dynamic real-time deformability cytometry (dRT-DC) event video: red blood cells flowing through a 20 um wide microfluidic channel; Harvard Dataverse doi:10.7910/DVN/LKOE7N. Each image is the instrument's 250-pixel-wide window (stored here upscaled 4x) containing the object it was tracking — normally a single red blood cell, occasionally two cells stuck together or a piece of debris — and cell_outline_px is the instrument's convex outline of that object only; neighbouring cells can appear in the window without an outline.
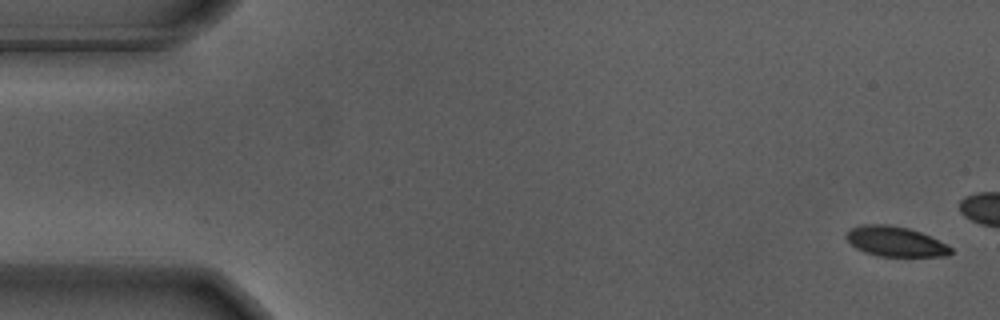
{"species": "Egyptian fruit bat (a non-hibernating species)", "species_latin": "Rousettus aegyptiacus", "temperature_condition": "warm", "stored_images_in_passage": 14, "camera_frame_rate_fps": 3000, "um_per_image_px": 0.085, "animal": {"sex": "male"}, "frame": {"image": 1, "passage_image": 1, "time_ms": 0.0, "image_size_px": [1000, 320], "cell_outline_px": [[952, 252], [948, 256], [880, 256], [864, 252], [856, 248], [844, 236], [844, 232], [852, 228], [864, 224], [888, 224], [908, 228], [920, 232], [952, 248]], "centroid_in_image_um": [76.05, 20.52], "position_along_channel_um": 8.9, "area_um2": 18.09}}